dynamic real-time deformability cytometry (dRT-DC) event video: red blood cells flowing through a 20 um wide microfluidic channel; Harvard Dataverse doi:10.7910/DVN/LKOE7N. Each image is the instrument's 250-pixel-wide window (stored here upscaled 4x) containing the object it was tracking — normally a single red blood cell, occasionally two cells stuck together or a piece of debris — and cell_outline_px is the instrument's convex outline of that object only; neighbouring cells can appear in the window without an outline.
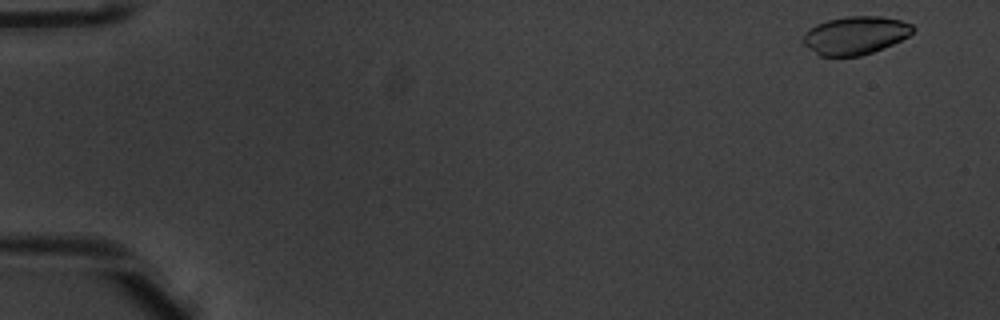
{"species": "common noctule bat (a hibernating species)", "species_latin": "Nyctalus noctula", "temperature_condition": "warm", "stored_images_in_passage": 16, "camera_frame_rate_fps": 3000, "um_per_image_px": 0.085, "animal": {"sex": "male", "body_mass_g": 20.1, "forearm_length_mm": 53.5}, "frame": {"image": 1, "passage_image": 3, "time_ms": 0.667, "image_size_px": [1000, 320], "cell_outline_px": [[916, 28], [908, 36], [892, 44], [872, 52], [860, 56], [820, 56], [804, 44], [804, 32], [816, 24], [828, 20], [848, 16], [880, 16], [900, 20], [912, 24]], "centroid_in_image_um": [72.71, 3.0], "position_along_channel_um": 12.3, "area_um2": 24.16}}
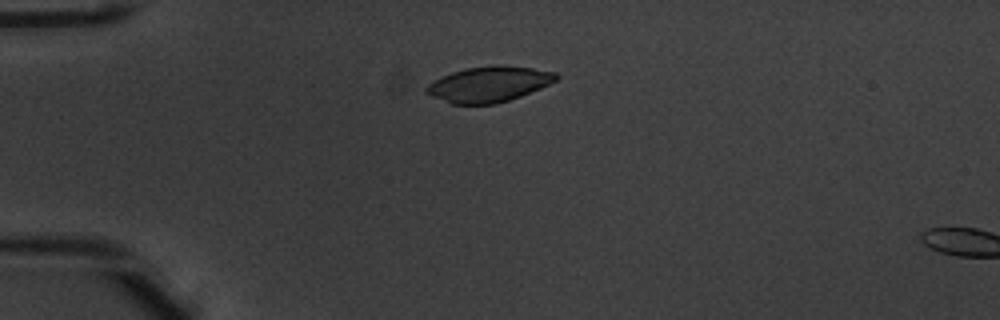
{"frame": {"image": 2, "passage_image": 14, "time_ms": 4.333, "image_size_px": [1000, 320], "cell_outline_px": [[560, 76], [556, 80], [540, 88], [520, 96], [496, 104], [452, 104], [432, 96], [424, 92], [424, 88], [428, 84], [452, 72], [464, 68], [492, 64], [496, 64], [532, 68], [556, 72]], "centroid_in_image_um": [41.55, 7.14], "position_along_channel_um": 43.5, "area_um2": 26.82}}